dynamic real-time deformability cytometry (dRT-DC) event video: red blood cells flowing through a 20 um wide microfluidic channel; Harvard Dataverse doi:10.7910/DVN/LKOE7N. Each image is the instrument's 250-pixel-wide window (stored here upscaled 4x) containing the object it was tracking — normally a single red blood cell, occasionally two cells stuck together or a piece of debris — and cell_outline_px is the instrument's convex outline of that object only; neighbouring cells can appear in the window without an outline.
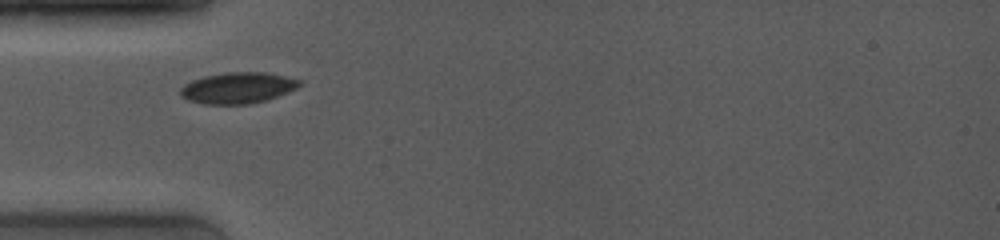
{"species": "common noctule bat (a hibernating species)", "species_latin": "Nyctalus noctula", "temperature_condition": "room temperature", "stored_images_in_passage": 28, "camera_frame_rate_fps": 4000, "um_per_image_px": 0.085, "animal": {"sex": "female", "body_mass_g": 19.0, "forearm_length_mm": 53.3}, "frame": {"image": 1, "passage_image": 1, "time_ms": 0.0, "image_size_px": [1000, 240], "cell_outline_px": [[304, 84], [288, 92], [252, 104], [204, 104], [188, 100], [180, 96], [180, 88], [184, 84], [192, 80], [204, 76], [228, 72], [264, 72], [284, 76], [300, 80]], "centroid_in_image_um": [20.19, 7.47], "position_along_channel_um": 64.8, "area_um2": 21.56}}
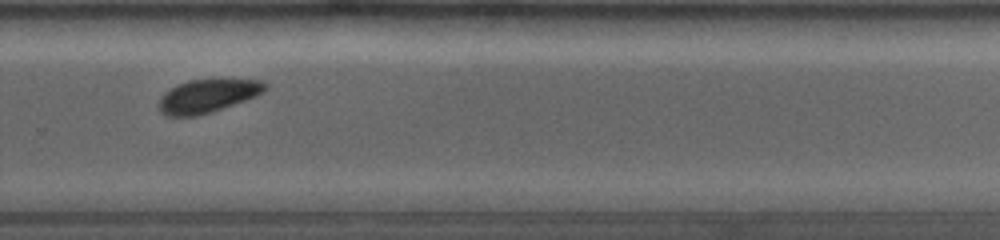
{"frame": {"image": 2, "passage_image": 16, "time_ms": 6.25, "image_size_px": [1000, 240], "cell_outline_px": [[268, 88], [264, 92], [256, 96], [196, 116], [168, 116], [160, 112], [156, 104], [164, 92], [188, 80], [260, 80], [268, 84]], "centroid_in_image_um": [17.61, 8.16], "position_along_channel_um": 312.2, "area_um2": 20.23}}
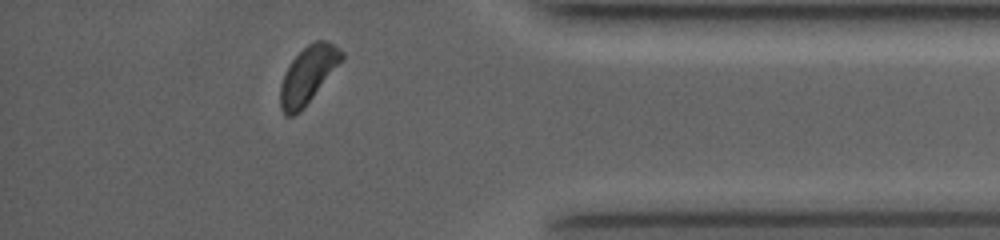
{"frame": {"image": 3, "passage_image": 26, "time_ms": 9.0, "image_size_px": [1000, 240], "cell_outline_px": [[344, 60], [304, 108], [300, 112], [292, 116], [284, 116], [280, 108], [280, 84], [284, 72], [292, 60], [308, 44], [316, 40], [328, 40], [340, 48], [344, 52]], "centroid_in_image_um": [26.2, 6.37], "position_along_channel_um": 409.0, "area_um2": 20.75}, "authors_computed_cell_mechanics": {"area_um2": 21.2993, "velocity_mm_per_s": 3.9766, "shape_relaxation_time_tau1_ms": 1.0702, "shape_relaxation_time_tau2_ms": null, "deformation_change_tau1": 0.0518, "deformation_change_tau2": null}}